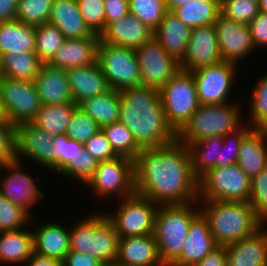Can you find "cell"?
Masks as SVG:
<instances>
[{"label":"cell","mask_w":267,"mask_h":266,"mask_svg":"<svg viewBox=\"0 0 267 266\" xmlns=\"http://www.w3.org/2000/svg\"><path fill=\"white\" fill-rule=\"evenodd\" d=\"M135 192L157 205L198 201V178L193 174L188 147L175 142L144 148L134 159Z\"/></svg>","instance_id":"obj_1"},{"label":"cell","mask_w":267,"mask_h":266,"mask_svg":"<svg viewBox=\"0 0 267 266\" xmlns=\"http://www.w3.org/2000/svg\"><path fill=\"white\" fill-rule=\"evenodd\" d=\"M119 93V122L126 125L142 149L166 146L177 140L166 120L158 89L139 86Z\"/></svg>","instance_id":"obj_2"},{"label":"cell","mask_w":267,"mask_h":266,"mask_svg":"<svg viewBox=\"0 0 267 266\" xmlns=\"http://www.w3.org/2000/svg\"><path fill=\"white\" fill-rule=\"evenodd\" d=\"M198 204L218 246L251 236L264 225L248 202L201 200Z\"/></svg>","instance_id":"obj_3"},{"label":"cell","mask_w":267,"mask_h":266,"mask_svg":"<svg viewBox=\"0 0 267 266\" xmlns=\"http://www.w3.org/2000/svg\"><path fill=\"white\" fill-rule=\"evenodd\" d=\"M193 204L197 208L191 206ZM198 205V201L184 205H159L153 235L163 265L175 262L182 254L190 223L200 213Z\"/></svg>","instance_id":"obj_4"},{"label":"cell","mask_w":267,"mask_h":266,"mask_svg":"<svg viewBox=\"0 0 267 266\" xmlns=\"http://www.w3.org/2000/svg\"><path fill=\"white\" fill-rule=\"evenodd\" d=\"M82 220L70 226V250L89 253L102 264H114L120 237L106 213H93Z\"/></svg>","instance_id":"obj_5"},{"label":"cell","mask_w":267,"mask_h":266,"mask_svg":"<svg viewBox=\"0 0 267 266\" xmlns=\"http://www.w3.org/2000/svg\"><path fill=\"white\" fill-rule=\"evenodd\" d=\"M218 105H199L190 121L177 134V140L182 144L193 142L208 136H225L239 128L242 120V109L236 102Z\"/></svg>","instance_id":"obj_6"},{"label":"cell","mask_w":267,"mask_h":266,"mask_svg":"<svg viewBox=\"0 0 267 266\" xmlns=\"http://www.w3.org/2000/svg\"><path fill=\"white\" fill-rule=\"evenodd\" d=\"M159 93L168 125L178 134L200 105L193 74L180 69Z\"/></svg>","instance_id":"obj_7"},{"label":"cell","mask_w":267,"mask_h":266,"mask_svg":"<svg viewBox=\"0 0 267 266\" xmlns=\"http://www.w3.org/2000/svg\"><path fill=\"white\" fill-rule=\"evenodd\" d=\"M251 179L239 167H214L198 179V201L248 202Z\"/></svg>","instance_id":"obj_8"},{"label":"cell","mask_w":267,"mask_h":266,"mask_svg":"<svg viewBox=\"0 0 267 266\" xmlns=\"http://www.w3.org/2000/svg\"><path fill=\"white\" fill-rule=\"evenodd\" d=\"M97 62L110 89L120 91L142 86L140 68L135 49L99 41Z\"/></svg>","instance_id":"obj_9"},{"label":"cell","mask_w":267,"mask_h":266,"mask_svg":"<svg viewBox=\"0 0 267 266\" xmlns=\"http://www.w3.org/2000/svg\"><path fill=\"white\" fill-rule=\"evenodd\" d=\"M86 187H90L98 197L126 198L134 195V160L117 156L114 159L100 161L93 176L86 182Z\"/></svg>","instance_id":"obj_10"},{"label":"cell","mask_w":267,"mask_h":266,"mask_svg":"<svg viewBox=\"0 0 267 266\" xmlns=\"http://www.w3.org/2000/svg\"><path fill=\"white\" fill-rule=\"evenodd\" d=\"M119 200L121 203L114 215L106 213L119 237L153 234L159 205L136 193Z\"/></svg>","instance_id":"obj_11"},{"label":"cell","mask_w":267,"mask_h":266,"mask_svg":"<svg viewBox=\"0 0 267 266\" xmlns=\"http://www.w3.org/2000/svg\"><path fill=\"white\" fill-rule=\"evenodd\" d=\"M0 100L8 120L15 126L32 122L41 108L34 81L3 76L0 80Z\"/></svg>","instance_id":"obj_12"},{"label":"cell","mask_w":267,"mask_h":266,"mask_svg":"<svg viewBox=\"0 0 267 266\" xmlns=\"http://www.w3.org/2000/svg\"><path fill=\"white\" fill-rule=\"evenodd\" d=\"M237 64L221 61L218 64L202 67L193 72L197 98L200 105L228 103L233 81L237 74ZM231 90V91H230Z\"/></svg>","instance_id":"obj_13"},{"label":"cell","mask_w":267,"mask_h":266,"mask_svg":"<svg viewBox=\"0 0 267 266\" xmlns=\"http://www.w3.org/2000/svg\"><path fill=\"white\" fill-rule=\"evenodd\" d=\"M144 87L160 90L180 70L179 62L152 37L135 49Z\"/></svg>","instance_id":"obj_14"},{"label":"cell","mask_w":267,"mask_h":266,"mask_svg":"<svg viewBox=\"0 0 267 266\" xmlns=\"http://www.w3.org/2000/svg\"><path fill=\"white\" fill-rule=\"evenodd\" d=\"M22 161L14 160L4 162L0 168V176L3 170H8L7 175L0 177V193L3 194L11 203L25 210L30 216L34 217L30 208L43 199L45 194L40 191L34 178L30 174L23 172ZM30 207V208H29Z\"/></svg>","instance_id":"obj_15"},{"label":"cell","mask_w":267,"mask_h":266,"mask_svg":"<svg viewBox=\"0 0 267 266\" xmlns=\"http://www.w3.org/2000/svg\"><path fill=\"white\" fill-rule=\"evenodd\" d=\"M54 135L49 134L32 122L22 123L16 126V160L21 156L31 162L54 171V151L52 141ZM25 156V157H24Z\"/></svg>","instance_id":"obj_16"},{"label":"cell","mask_w":267,"mask_h":266,"mask_svg":"<svg viewBox=\"0 0 267 266\" xmlns=\"http://www.w3.org/2000/svg\"><path fill=\"white\" fill-rule=\"evenodd\" d=\"M215 27L222 61L237 64L256 49L248 24L236 22L219 15Z\"/></svg>","instance_id":"obj_17"},{"label":"cell","mask_w":267,"mask_h":266,"mask_svg":"<svg viewBox=\"0 0 267 266\" xmlns=\"http://www.w3.org/2000/svg\"><path fill=\"white\" fill-rule=\"evenodd\" d=\"M222 61L213 25L192 28L185 57L179 63L183 71L193 72Z\"/></svg>","instance_id":"obj_18"},{"label":"cell","mask_w":267,"mask_h":266,"mask_svg":"<svg viewBox=\"0 0 267 266\" xmlns=\"http://www.w3.org/2000/svg\"><path fill=\"white\" fill-rule=\"evenodd\" d=\"M153 30L128 13L119 20L110 22L100 34L103 43L136 49L153 37Z\"/></svg>","instance_id":"obj_19"},{"label":"cell","mask_w":267,"mask_h":266,"mask_svg":"<svg viewBox=\"0 0 267 266\" xmlns=\"http://www.w3.org/2000/svg\"><path fill=\"white\" fill-rule=\"evenodd\" d=\"M115 263L120 266H164L153 234L120 237Z\"/></svg>","instance_id":"obj_20"},{"label":"cell","mask_w":267,"mask_h":266,"mask_svg":"<svg viewBox=\"0 0 267 266\" xmlns=\"http://www.w3.org/2000/svg\"><path fill=\"white\" fill-rule=\"evenodd\" d=\"M99 41L100 35L95 33L86 38L65 39L48 64L65 70L94 64Z\"/></svg>","instance_id":"obj_21"},{"label":"cell","mask_w":267,"mask_h":266,"mask_svg":"<svg viewBox=\"0 0 267 266\" xmlns=\"http://www.w3.org/2000/svg\"><path fill=\"white\" fill-rule=\"evenodd\" d=\"M218 247L209 229L207 219L200 212L190 223L182 254L175 261L183 266H194Z\"/></svg>","instance_id":"obj_22"},{"label":"cell","mask_w":267,"mask_h":266,"mask_svg":"<svg viewBox=\"0 0 267 266\" xmlns=\"http://www.w3.org/2000/svg\"><path fill=\"white\" fill-rule=\"evenodd\" d=\"M34 83L41 105L74 103L65 69L43 63Z\"/></svg>","instance_id":"obj_23"},{"label":"cell","mask_w":267,"mask_h":266,"mask_svg":"<svg viewBox=\"0 0 267 266\" xmlns=\"http://www.w3.org/2000/svg\"><path fill=\"white\" fill-rule=\"evenodd\" d=\"M227 266H267V229L226 246Z\"/></svg>","instance_id":"obj_24"},{"label":"cell","mask_w":267,"mask_h":266,"mask_svg":"<svg viewBox=\"0 0 267 266\" xmlns=\"http://www.w3.org/2000/svg\"><path fill=\"white\" fill-rule=\"evenodd\" d=\"M75 104L102 95L110 90L107 79L98 62L66 70Z\"/></svg>","instance_id":"obj_25"},{"label":"cell","mask_w":267,"mask_h":266,"mask_svg":"<svg viewBox=\"0 0 267 266\" xmlns=\"http://www.w3.org/2000/svg\"><path fill=\"white\" fill-rule=\"evenodd\" d=\"M191 31V27L184 24L171 11H167L160 25L154 30L153 37L180 63L185 57Z\"/></svg>","instance_id":"obj_26"},{"label":"cell","mask_w":267,"mask_h":266,"mask_svg":"<svg viewBox=\"0 0 267 266\" xmlns=\"http://www.w3.org/2000/svg\"><path fill=\"white\" fill-rule=\"evenodd\" d=\"M53 222V223H52ZM44 222L33 230L34 252L39 255L54 258L60 261L65 259L70 251V228L52 221Z\"/></svg>","instance_id":"obj_27"},{"label":"cell","mask_w":267,"mask_h":266,"mask_svg":"<svg viewBox=\"0 0 267 266\" xmlns=\"http://www.w3.org/2000/svg\"><path fill=\"white\" fill-rule=\"evenodd\" d=\"M237 164L251 180L267 167V129L252 128L243 137Z\"/></svg>","instance_id":"obj_28"},{"label":"cell","mask_w":267,"mask_h":266,"mask_svg":"<svg viewBox=\"0 0 267 266\" xmlns=\"http://www.w3.org/2000/svg\"><path fill=\"white\" fill-rule=\"evenodd\" d=\"M49 23L55 25L65 39L86 38L94 34L86 25L76 0H53Z\"/></svg>","instance_id":"obj_29"},{"label":"cell","mask_w":267,"mask_h":266,"mask_svg":"<svg viewBox=\"0 0 267 266\" xmlns=\"http://www.w3.org/2000/svg\"><path fill=\"white\" fill-rule=\"evenodd\" d=\"M34 252L33 233L20 230H9L0 232V263L20 264L25 262Z\"/></svg>","instance_id":"obj_30"},{"label":"cell","mask_w":267,"mask_h":266,"mask_svg":"<svg viewBox=\"0 0 267 266\" xmlns=\"http://www.w3.org/2000/svg\"><path fill=\"white\" fill-rule=\"evenodd\" d=\"M36 27L19 20L0 22V55L34 51Z\"/></svg>","instance_id":"obj_31"},{"label":"cell","mask_w":267,"mask_h":266,"mask_svg":"<svg viewBox=\"0 0 267 266\" xmlns=\"http://www.w3.org/2000/svg\"><path fill=\"white\" fill-rule=\"evenodd\" d=\"M185 145L189 150L193 174L198 179L210 169L220 166L223 136H208Z\"/></svg>","instance_id":"obj_32"},{"label":"cell","mask_w":267,"mask_h":266,"mask_svg":"<svg viewBox=\"0 0 267 266\" xmlns=\"http://www.w3.org/2000/svg\"><path fill=\"white\" fill-rule=\"evenodd\" d=\"M121 95L119 91L108 92L83 100L78 104L100 127L119 121Z\"/></svg>","instance_id":"obj_33"},{"label":"cell","mask_w":267,"mask_h":266,"mask_svg":"<svg viewBox=\"0 0 267 266\" xmlns=\"http://www.w3.org/2000/svg\"><path fill=\"white\" fill-rule=\"evenodd\" d=\"M171 12L191 28L213 25L220 15V0H192Z\"/></svg>","instance_id":"obj_34"},{"label":"cell","mask_w":267,"mask_h":266,"mask_svg":"<svg viewBox=\"0 0 267 266\" xmlns=\"http://www.w3.org/2000/svg\"><path fill=\"white\" fill-rule=\"evenodd\" d=\"M42 64L35 51L1 55L3 76L12 79L34 81Z\"/></svg>","instance_id":"obj_35"},{"label":"cell","mask_w":267,"mask_h":266,"mask_svg":"<svg viewBox=\"0 0 267 266\" xmlns=\"http://www.w3.org/2000/svg\"><path fill=\"white\" fill-rule=\"evenodd\" d=\"M77 107L75 103L41 105L32 123L52 135L65 134L73 111Z\"/></svg>","instance_id":"obj_36"},{"label":"cell","mask_w":267,"mask_h":266,"mask_svg":"<svg viewBox=\"0 0 267 266\" xmlns=\"http://www.w3.org/2000/svg\"><path fill=\"white\" fill-rule=\"evenodd\" d=\"M101 130L117 156H124L134 160L142 151V148L133 138L131 131L123 123L118 121L107 124L101 127Z\"/></svg>","instance_id":"obj_37"},{"label":"cell","mask_w":267,"mask_h":266,"mask_svg":"<svg viewBox=\"0 0 267 266\" xmlns=\"http://www.w3.org/2000/svg\"><path fill=\"white\" fill-rule=\"evenodd\" d=\"M64 35L51 23L36 26L35 53L43 63H48L64 42Z\"/></svg>","instance_id":"obj_38"},{"label":"cell","mask_w":267,"mask_h":266,"mask_svg":"<svg viewBox=\"0 0 267 266\" xmlns=\"http://www.w3.org/2000/svg\"><path fill=\"white\" fill-rule=\"evenodd\" d=\"M165 0H129V13L155 30L167 12Z\"/></svg>","instance_id":"obj_39"},{"label":"cell","mask_w":267,"mask_h":266,"mask_svg":"<svg viewBox=\"0 0 267 266\" xmlns=\"http://www.w3.org/2000/svg\"><path fill=\"white\" fill-rule=\"evenodd\" d=\"M53 0H19L16 19L31 26L49 22Z\"/></svg>","instance_id":"obj_40"},{"label":"cell","mask_w":267,"mask_h":266,"mask_svg":"<svg viewBox=\"0 0 267 266\" xmlns=\"http://www.w3.org/2000/svg\"><path fill=\"white\" fill-rule=\"evenodd\" d=\"M251 96L249 118L251 119L250 127L267 129V74L256 81Z\"/></svg>","instance_id":"obj_41"},{"label":"cell","mask_w":267,"mask_h":266,"mask_svg":"<svg viewBox=\"0 0 267 266\" xmlns=\"http://www.w3.org/2000/svg\"><path fill=\"white\" fill-rule=\"evenodd\" d=\"M101 127L81 108L77 107L72 114L65 135L70 139L85 144Z\"/></svg>","instance_id":"obj_42"},{"label":"cell","mask_w":267,"mask_h":266,"mask_svg":"<svg viewBox=\"0 0 267 266\" xmlns=\"http://www.w3.org/2000/svg\"><path fill=\"white\" fill-rule=\"evenodd\" d=\"M259 13L258 0H220V15L249 24Z\"/></svg>","instance_id":"obj_43"},{"label":"cell","mask_w":267,"mask_h":266,"mask_svg":"<svg viewBox=\"0 0 267 266\" xmlns=\"http://www.w3.org/2000/svg\"><path fill=\"white\" fill-rule=\"evenodd\" d=\"M98 161L83 147L78 151L74 160H71L60 172L59 175L67 178H75L80 182H86L93 176L98 166Z\"/></svg>","instance_id":"obj_44"},{"label":"cell","mask_w":267,"mask_h":266,"mask_svg":"<svg viewBox=\"0 0 267 266\" xmlns=\"http://www.w3.org/2000/svg\"><path fill=\"white\" fill-rule=\"evenodd\" d=\"M31 218L25 210L11 203L0 193V232L23 229L31 225Z\"/></svg>","instance_id":"obj_45"},{"label":"cell","mask_w":267,"mask_h":266,"mask_svg":"<svg viewBox=\"0 0 267 266\" xmlns=\"http://www.w3.org/2000/svg\"><path fill=\"white\" fill-rule=\"evenodd\" d=\"M83 147L84 144L70 139L65 134L54 135L52 141L54 172L58 174L71 160H74L78 151H81Z\"/></svg>","instance_id":"obj_46"},{"label":"cell","mask_w":267,"mask_h":266,"mask_svg":"<svg viewBox=\"0 0 267 266\" xmlns=\"http://www.w3.org/2000/svg\"><path fill=\"white\" fill-rule=\"evenodd\" d=\"M257 218L267 225V167L251 180L250 199Z\"/></svg>","instance_id":"obj_47"},{"label":"cell","mask_w":267,"mask_h":266,"mask_svg":"<svg viewBox=\"0 0 267 266\" xmlns=\"http://www.w3.org/2000/svg\"><path fill=\"white\" fill-rule=\"evenodd\" d=\"M79 11L89 29L100 35L105 30L104 0H76Z\"/></svg>","instance_id":"obj_48"},{"label":"cell","mask_w":267,"mask_h":266,"mask_svg":"<svg viewBox=\"0 0 267 266\" xmlns=\"http://www.w3.org/2000/svg\"><path fill=\"white\" fill-rule=\"evenodd\" d=\"M248 126L247 123H243L236 130L223 136L222 150H220V166H230L237 163L241 141L252 129Z\"/></svg>","instance_id":"obj_49"},{"label":"cell","mask_w":267,"mask_h":266,"mask_svg":"<svg viewBox=\"0 0 267 266\" xmlns=\"http://www.w3.org/2000/svg\"><path fill=\"white\" fill-rule=\"evenodd\" d=\"M84 148L98 161H107L117 157L102 130L93 135Z\"/></svg>","instance_id":"obj_50"},{"label":"cell","mask_w":267,"mask_h":266,"mask_svg":"<svg viewBox=\"0 0 267 266\" xmlns=\"http://www.w3.org/2000/svg\"><path fill=\"white\" fill-rule=\"evenodd\" d=\"M0 158L4 162L16 160V126L0 123Z\"/></svg>","instance_id":"obj_51"},{"label":"cell","mask_w":267,"mask_h":266,"mask_svg":"<svg viewBox=\"0 0 267 266\" xmlns=\"http://www.w3.org/2000/svg\"><path fill=\"white\" fill-rule=\"evenodd\" d=\"M255 48L267 47V15L261 12L248 24Z\"/></svg>","instance_id":"obj_52"},{"label":"cell","mask_w":267,"mask_h":266,"mask_svg":"<svg viewBox=\"0 0 267 266\" xmlns=\"http://www.w3.org/2000/svg\"><path fill=\"white\" fill-rule=\"evenodd\" d=\"M105 28L113 21L123 18L129 13V0H104Z\"/></svg>","instance_id":"obj_53"},{"label":"cell","mask_w":267,"mask_h":266,"mask_svg":"<svg viewBox=\"0 0 267 266\" xmlns=\"http://www.w3.org/2000/svg\"><path fill=\"white\" fill-rule=\"evenodd\" d=\"M103 264L89 253L69 251L63 260V266H102Z\"/></svg>","instance_id":"obj_54"},{"label":"cell","mask_w":267,"mask_h":266,"mask_svg":"<svg viewBox=\"0 0 267 266\" xmlns=\"http://www.w3.org/2000/svg\"><path fill=\"white\" fill-rule=\"evenodd\" d=\"M194 266H227L226 246H218Z\"/></svg>","instance_id":"obj_55"},{"label":"cell","mask_w":267,"mask_h":266,"mask_svg":"<svg viewBox=\"0 0 267 266\" xmlns=\"http://www.w3.org/2000/svg\"><path fill=\"white\" fill-rule=\"evenodd\" d=\"M19 0H0V22L15 20Z\"/></svg>","instance_id":"obj_56"},{"label":"cell","mask_w":267,"mask_h":266,"mask_svg":"<svg viewBox=\"0 0 267 266\" xmlns=\"http://www.w3.org/2000/svg\"><path fill=\"white\" fill-rule=\"evenodd\" d=\"M27 264V265H26ZM26 266H63V261L42 256L33 252L31 257L25 262Z\"/></svg>","instance_id":"obj_57"},{"label":"cell","mask_w":267,"mask_h":266,"mask_svg":"<svg viewBox=\"0 0 267 266\" xmlns=\"http://www.w3.org/2000/svg\"><path fill=\"white\" fill-rule=\"evenodd\" d=\"M192 0H165V4L168 11H171L173 8L185 3L190 2Z\"/></svg>","instance_id":"obj_58"},{"label":"cell","mask_w":267,"mask_h":266,"mask_svg":"<svg viewBox=\"0 0 267 266\" xmlns=\"http://www.w3.org/2000/svg\"><path fill=\"white\" fill-rule=\"evenodd\" d=\"M0 123H10V121L8 120L3 104L0 100Z\"/></svg>","instance_id":"obj_59"},{"label":"cell","mask_w":267,"mask_h":266,"mask_svg":"<svg viewBox=\"0 0 267 266\" xmlns=\"http://www.w3.org/2000/svg\"><path fill=\"white\" fill-rule=\"evenodd\" d=\"M259 12L267 15V0H258Z\"/></svg>","instance_id":"obj_60"},{"label":"cell","mask_w":267,"mask_h":266,"mask_svg":"<svg viewBox=\"0 0 267 266\" xmlns=\"http://www.w3.org/2000/svg\"><path fill=\"white\" fill-rule=\"evenodd\" d=\"M164 266H183V265H179V264H176L175 262H171V263L164 264Z\"/></svg>","instance_id":"obj_61"},{"label":"cell","mask_w":267,"mask_h":266,"mask_svg":"<svg viewBox=\"0 0 267 266\" xmlns=\"http://www.w3.org/2000/svg\"><path fill=\"white\" fill-rule=\"evenodd\" d=\"M2 77H3V71L1 68V55H0V80L2 79Z\"/></svg>","instance_id":"obj_62"},{"label":"cell","mask_w":267,"mask_h":266,"mask_svg":"<svg viewBox=\"0 0 267 266\" xmlns=\"http://www.w3.org/2000/svg\"><path fill=\"white\" fill-rule=\"evenodd\" d=\"M102 266H120V265L114 263V264H103Z\"/></svg>","instance_id":"obj_63"},{"label":"cell","mask_w":267,"mask_h":266,"mask_svg":"<svg viewBox=\"0 0 267 266\" xmlns=\"http://www.w3.org/2000/svg\"><path fill=\"white\" fill-rule=\"evenodd\" d=\"M4 161L0 158V168L3 165Z\"/></svg>","instance_id":"obj_64"}]
</instances>
